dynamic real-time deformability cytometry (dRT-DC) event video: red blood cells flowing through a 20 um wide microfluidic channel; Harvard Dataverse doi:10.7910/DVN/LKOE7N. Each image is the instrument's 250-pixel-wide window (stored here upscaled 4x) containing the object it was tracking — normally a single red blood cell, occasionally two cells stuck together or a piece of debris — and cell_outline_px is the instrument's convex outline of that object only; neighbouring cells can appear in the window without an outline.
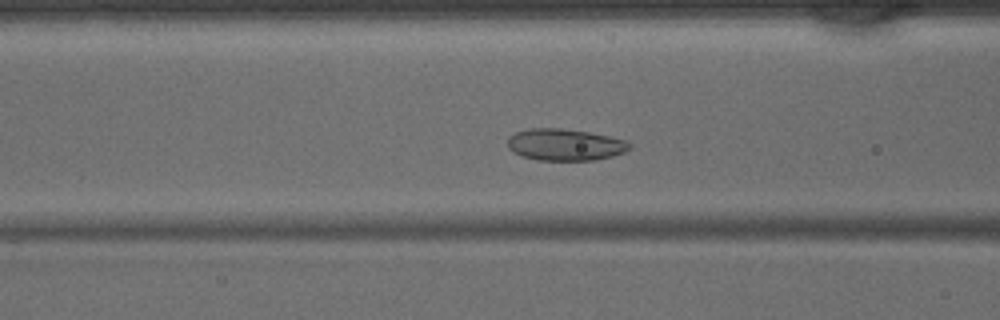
{"species": "common noctule bat (a hibernating species)", "species_latin": "Nyctalus noctula", "temperature_condition": "warm", "stored_images_in_passage": 36, "camera_frame_rate_fps": 3000, "um_per_image_px": 0.085, "animal": {"sex": "male", "body_mass_g": 15.6}, "frame": {"image": 1, "passage_image": 10, "time_ms": 3.0, "image_size_px": [1000, 320], "cell_outline_px": [[632, 148], [624, 152], [612, 156], [596, 160], [536, 160], [520, 156], [512, 152], [508, 148], [508, 136], [516, 132], [528, 128], [560, 128], [588, 132], [628, 140], [632, 144]], "centroid_in_image_um": [48.02, 12.3], "position_along_channel_um": 118.6, "area_um2": 22.83}}
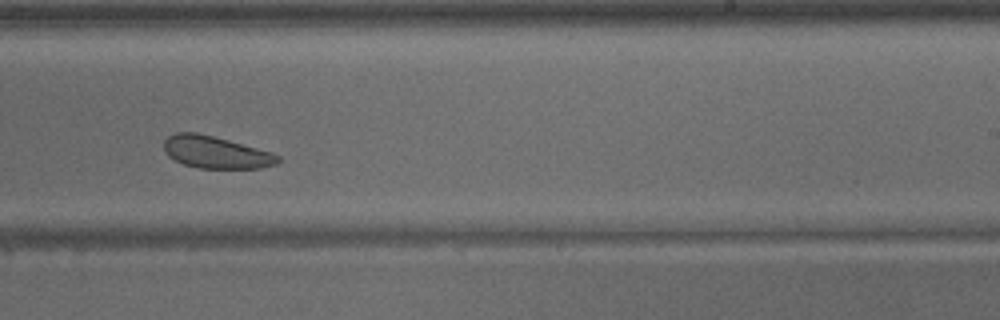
{"frame": {"image": 2, "passage_image": 20, "time_ms": 6.333, "image_size_px": [1000, 320], "cell_outline_px": [[280, 160], [276, 164], [260, 168], [196, 168], [184, 164], [168, 156], [164, 148], [164, 140], [168, 136], [176, 132], [196, 132], [228, 140], [272, 152], [280, 156]], "centroid_in_image_um": [18.34, 12.94], "position_along_channel_um": 270.7, "area_um2": 21.27}}
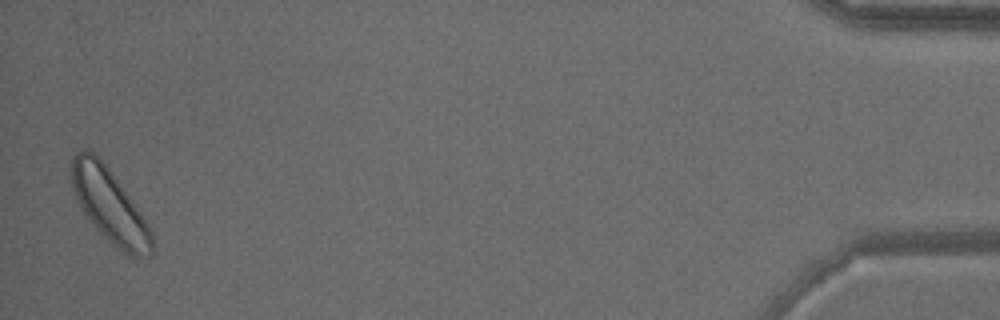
{"frame": {"image": 3, "passage_image": 36, "time_ms": 11.667, "image_size_px": [1000, 320], "cell_outline_px": [[152, 252], [148, 256], [128, 256], [104, 240], [88, 220], [76, 196], [68, 176], [68, 164], [72, 156], [76, 152], [84, 148], [88, 148], [96, 152], [128, 196], [148, 224], [152, 232]], "centroid_in_image_um": [9.23, 17.43], "position_along_channel_um": 426.0, "area_um2": 34.85}}